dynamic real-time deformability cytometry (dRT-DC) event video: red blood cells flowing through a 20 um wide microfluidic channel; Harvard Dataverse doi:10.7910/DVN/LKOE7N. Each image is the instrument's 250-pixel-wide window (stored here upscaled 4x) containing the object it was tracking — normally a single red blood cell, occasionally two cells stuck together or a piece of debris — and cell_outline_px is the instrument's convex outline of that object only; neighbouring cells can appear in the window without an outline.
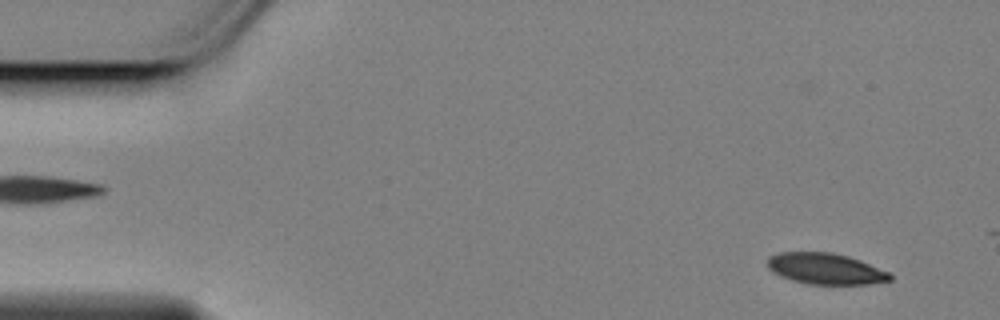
{"species": "Egyptian fruit bat (a non-hibernating species)", "species_latin": "Rousettus aegyptiacus", "temperature_condition": "cold", "stored_images_in_passage": 14, "camera_frame_rate_fps": 3000, "um_per_image_px": 0.085, "animal": {"sex": "female"}, "frame": {"image": 1, "passage_image": 3, "time_ms": 0.667, "image_size_px": [1000, 320], "cell_outline_px": [[892, 280], [868, 284], [808, 284], [792, 280], [780, 276], [772, 272], [768, 268], [768, 256], [780, 252], [832, 252], [848, 256], [860, 260], [888, 272], [892, 276]], "centroid_in_image_um": [70.14, 22.84], "position_along_channel_um": 14.9, "area_um2": 22.2}}
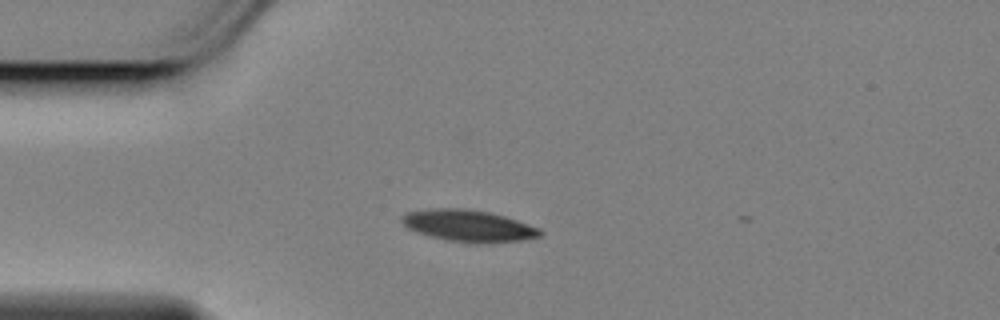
{"frame": {"image": 2, "passage_image": 13, "time_ms": 4.0, "image_size_px": [1000, 320], "cell_outline_px": [[544, 232], [540, 236], [520, 240], [492, 244], [472, 244], [444, 240], [416, 232], [408, 228], [400, 220], [408, 212], [436, 208], [464, 208], [488, 212], [504, 216], [540, 228]], "centroid_in_image_um": [39.85, 19.22], "position_along_channel_um": 45.2, "area_um2": 25.72}}